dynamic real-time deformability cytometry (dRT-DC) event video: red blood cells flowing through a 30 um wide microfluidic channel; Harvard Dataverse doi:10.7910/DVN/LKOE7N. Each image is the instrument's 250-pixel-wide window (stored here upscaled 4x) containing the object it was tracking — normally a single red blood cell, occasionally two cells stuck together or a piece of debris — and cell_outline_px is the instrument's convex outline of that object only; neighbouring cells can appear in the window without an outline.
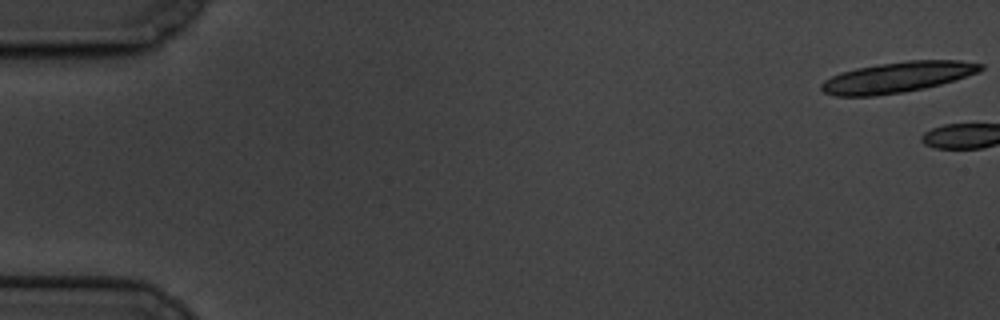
{"species": "common noctule bat (a hibernating species)", "species_latin": "Nyctalus noctula", "temperature_condition": "cold", "stored_images_in_passage": 3, "camera_frame_rate_fps": 3000, "um_per_image_px": 0.085, "animal": {"sex": "male", "body_mass_g": 19.5, "forearm_length_mm": 54.6}, "frame": {"image": 1, "passage_image": 1, "time_ms": 0.0, "image_size_px": [1000, 320], "cell_outline_px": [[984, 68], [980, 72], [940, 84], [924, 88], [904, 92], [872, 96], [836, 96], [824, 92], [820, 88], [820, 84], [824, 80], [840, 72], [856, 68], [876, 64], [908, 60], [960, 60], [984, 64]], "centroid_in_image_um": [76.28, 6.55], "position_along_channel_um": 8.7, "area_um2": 28.55}}